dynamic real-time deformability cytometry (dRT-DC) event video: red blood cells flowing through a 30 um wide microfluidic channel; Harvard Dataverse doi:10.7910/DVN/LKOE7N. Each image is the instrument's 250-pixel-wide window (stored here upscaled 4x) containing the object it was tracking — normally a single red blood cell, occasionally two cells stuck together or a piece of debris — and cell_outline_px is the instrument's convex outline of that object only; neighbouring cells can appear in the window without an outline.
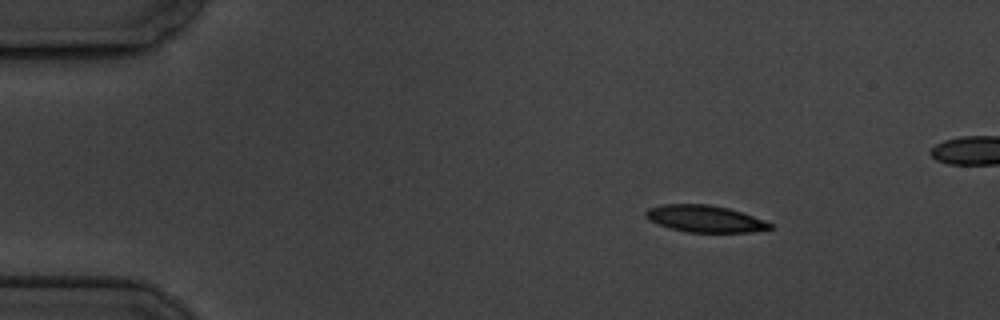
{"species": "common noctule bat (a hibernating species)", "species_latin": "Nyctalus noctula", "temperature_condition": "cold", "stored_images_in_passage": 4, "camera_frame_rate_fps": 3000, "um_per_image_px": 0.085, "animal": {"sex": "male", "body_mass_g": 19.5, "forearm_length_mm": 54.6}, "frame": {"image": 1, "passage_image": 1, "time_ms": 0.0, "image_size_px": [1000, 320], "cell_outline_px": [[772, 228], [752, 232], [688, 232], [672, 228], [648, 220], [644, 216], [644, 212], [648, 208], [660, 204], [708, 204], [728, 208], [764, 220], [772, 224]], "centroid_in_image_um": [59.88, 18.58], "position_along_channel_um": 25.1, "area_um2": 19.31}}